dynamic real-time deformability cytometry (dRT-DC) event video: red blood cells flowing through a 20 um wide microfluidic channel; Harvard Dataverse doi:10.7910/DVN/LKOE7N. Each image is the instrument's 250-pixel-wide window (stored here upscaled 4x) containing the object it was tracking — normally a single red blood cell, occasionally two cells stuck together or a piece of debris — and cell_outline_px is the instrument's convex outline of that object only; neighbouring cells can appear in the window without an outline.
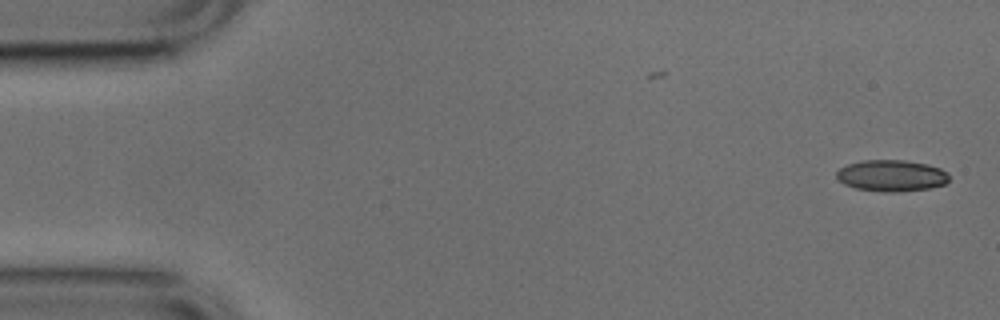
{"species": "common noctule bat (a hibernating species)", "species_latin": "Nyctalus noctula", "temperature_condition": "cold", "stored_images_in_passage": 51, "camera_frame_rate_fps": 3000, "um_per_image_px": 0.085, "animal": {"sex": "male", "body_mass_g": 17.9, "forearm_length_mm": 54.2}, "frame": {"image": 1, "passage_image": 1, "time_ms": 0.0, "image_size_px": [1000, 320], "cell_outline_px": [[948, 180], [944, 184], [928, 188], [896, 192], [884, 192], [856, 188], [844, 184], [836, 176], [836, 172], [840, 168], [848, 164], [864, 160], [904, 160], [928, 164], [940, 168], [948, 172]], "centroid_in_image_um": [75.78, 14.92], "position_along_channel_um": 9.2, "area_um2": 20.52}}
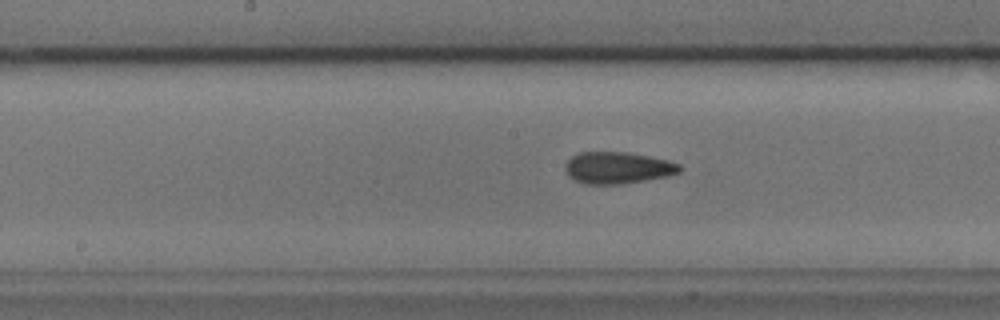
{"frame": {"image": 2, "passage_image": 25, "time_ms": 8.0, "image_size_px": [1000, 320], "cell_outline_px": [[684, 168], [680, 172], [668, 176], [620, 184], [584, 184], [572, 180], [568, 176], [564, 168], [564, 164], [572, 156], [580, 152], [628, 152], [668, 160], [680, 164]], "centroid_in_image_um": [52.49, 14.26], "position_along_channel_um": 195.7, "area_um2": 21.39}}
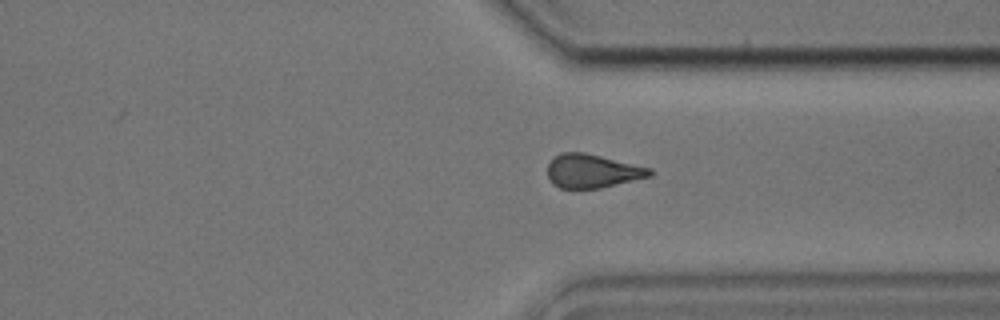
{"frame": {"image": 3, "passage_image": 38, "time_ms": 12.333, "image_size_px": [1000, 320], "cell_outline_px": [[652, 176], [600, 188], [560, 188], [552, 184], [548, 180], [548, 164], [560, 152], [584, 152], [652, 168]], "centroid_in_image_um": [50.35, 14.54], "position_along_channel_um": 361.1, "area_um2": 20.06}, "authors_computed_cell_mechanics": {"area_um2": 20.519, "velocity_mm_per_s": 3.8224, "shape_relaxation_time_tau1_ms": null, "shape_relaxation_time_tau2_ms": 3.0696, "deformation_change_tau1": null, "deformation_change_tau2": 0.1007}}